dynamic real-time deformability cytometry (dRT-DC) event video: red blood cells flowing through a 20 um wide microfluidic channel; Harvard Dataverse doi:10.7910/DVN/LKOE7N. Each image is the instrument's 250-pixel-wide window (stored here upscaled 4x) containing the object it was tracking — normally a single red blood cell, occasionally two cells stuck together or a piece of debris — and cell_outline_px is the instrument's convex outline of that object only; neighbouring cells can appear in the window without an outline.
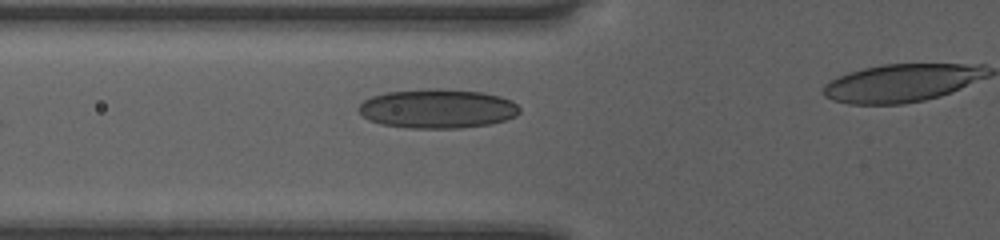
{"species": "human", "species_latin": "Homo sapiens", "temperature_condition": "room temperature", "stored_images_in_passage": 38, "camera_frame_rate_fps": 3000, "um_per_image_px": 0.085, "donor": {"sex": "female"}, "frame": {"image": 1, "passage_image": 12, "time_ms": 3.667, "image_size_px": [1000, 240], "cell_outline_px": [[520, 112], [516, 116], [504, 120], [488, 124], [460, 128], [412, 128], [380, 124], [368, 120], [356, 108], [364, 100], [372, 96], [388, 92], [432, 88], [444, 88], [484, 92], [500, 96], [512, 100], [520, 108]], "centroid_in_image_um": [37.19, 9.22], "position_along_channel_um": 88.6, "area_um2": 36.93}}
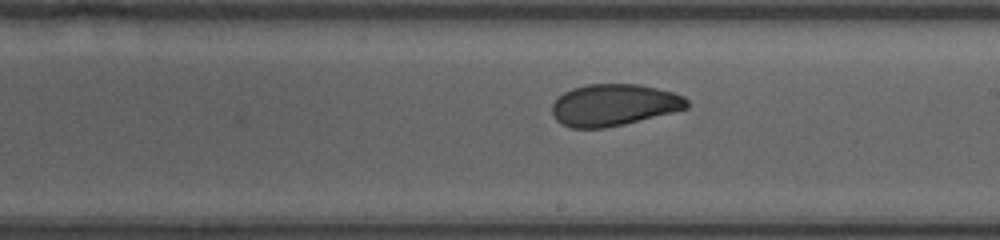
{"frame": {"image": 2, "passage_image": 23, "time_ms": 7.333, "image_size_px": [1000, 240], "cell_outline_px": [[688, 108], [624, 124], [604, 128], [572, 128], [556, 120], [552, 112], [552, 104], [564, 92], [572, 88], [588, 84], [640, 84], [672, 92], [684, 96], [688, 100]], "centroid_in_image_um": [52.18, 8.91], "position_along_channel_um": 236.8, "area_um2": 32.6}}
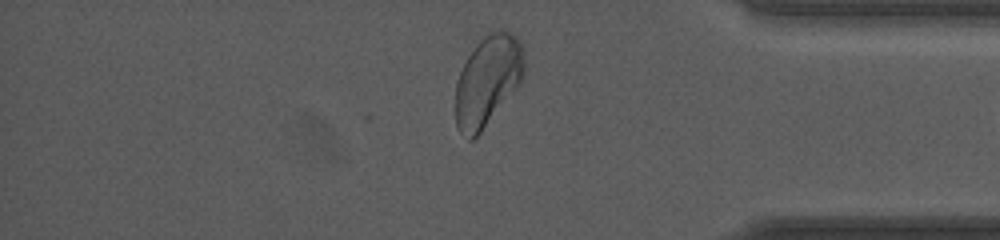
{"frame": {"image": 3, "passage_image": 36, "time_ms": 11.667, "image_size_px": [1000, 240], "cell_outline_px": [[524, 76], [520, 84], [480, 132], [472, 140], [468, 140], [456, 128], [456, 84], [460, 72], [468, 56], [476, 44], [488, 32], [496, 28], [512, 32], [520, 40], [524, 48]], "centroid_in_image_um": [41.48, 6.82], "position_along_channel_um": 393.7, "area_um2": 36.36}, "authors_computed_cell_mechanics": {"area_um2": 34.2176, "velocity_mm_per_s": 4.0184, "shape_relaxation_time_tau1_ms": 6.0157, "shape_relaxation_time_tau2_ms": 1.4969, "deformation_change_tau1": 0.1364, "deformation_change_tau2": 0.067}}